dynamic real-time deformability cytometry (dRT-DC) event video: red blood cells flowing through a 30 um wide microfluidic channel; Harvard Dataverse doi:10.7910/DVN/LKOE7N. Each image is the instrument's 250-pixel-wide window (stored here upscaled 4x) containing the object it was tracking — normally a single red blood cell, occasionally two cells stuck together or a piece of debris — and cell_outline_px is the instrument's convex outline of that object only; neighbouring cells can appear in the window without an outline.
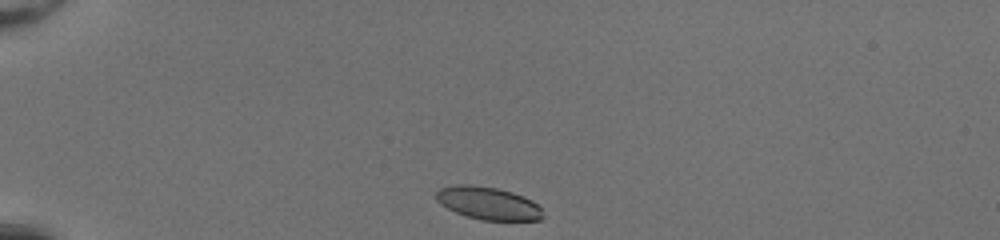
{"species": "common noctule bat (a hibernating species)", "species_latin": "Nyctalus noctula", "temperature_condition": "room temperature", "stored_images_in_passage": 34, "camera_frame_rate_fps": 3000, "um_per_image_px": 0.085, "animal": {"sex": "female", "body_mass_g": 20.0, "forearm_length_mm": 54.0}, "frame": {"image": 1, "passage_image": 1, "time_ms": 0.0, "image_size_px": [1000, 240], "cell_outline_px": [[544, 216], [540, 220], [480, 220], [456, 212], [440, 204], [436, 200], [436, 192], [440, 188], [456, 184], [472, 184], [500, 188], [512, 192], [532, 200], [540, 208]], "centroid_in_image_um": [41.48, 17.26], "position_along_channel_um": 43.5, "area_um2": 20.4}}
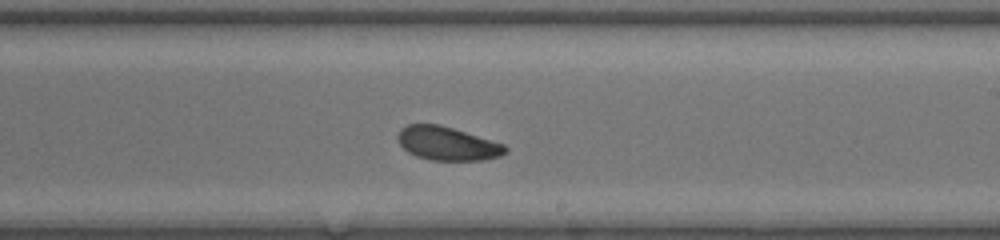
{"frame": {"image": 2, "passage_image": 20, "time_ms": 6.333, "image_size_px": [1000, 240], "cell_outline_px": [[508, 152], [500, 156], [484, 160], [428, 160], [416, 156], [408, 152], [400, 144], [396, 136], [400, 128], [408, 124], [440, 124], [504, 144], [508, 148]], "centroid_in_image_um": [38.01, 12.2], "position_along_channel_um": 251.0, "area_um2": 21.15}}
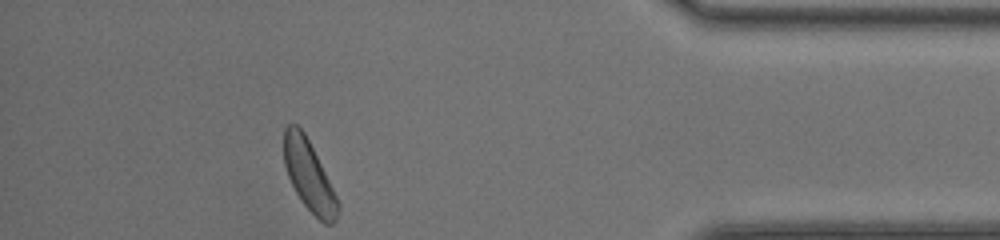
{"frame": {"image": 3, "passage_image": 34, "time_ms": 11.0, "image_size_px": [1000, 240], "cell_outline_px": [[340, 212], [336, 220], [332, 224], [324, 224], [304, 204], [296, 192], [288, 176], [284, 164], [284, 128], [288, 124], [296, 124], [304, 132], [340, 204]], "centroid_in_image_um": [26.26, 14.96], "position_along_channel_um": 408.9, "area_um2": 21.62}, "authors_computed_cell_mechanics": {"area_um2": 21.7328, "velocity_mm_per_s": 4.1178, "shape_relaxation_time_tau1_ms": 2.4014, "shape_relaxation_time_tau2_ms": null, "deformation_change_tau1": 0.0979, "deformation_change_tau2": null}}